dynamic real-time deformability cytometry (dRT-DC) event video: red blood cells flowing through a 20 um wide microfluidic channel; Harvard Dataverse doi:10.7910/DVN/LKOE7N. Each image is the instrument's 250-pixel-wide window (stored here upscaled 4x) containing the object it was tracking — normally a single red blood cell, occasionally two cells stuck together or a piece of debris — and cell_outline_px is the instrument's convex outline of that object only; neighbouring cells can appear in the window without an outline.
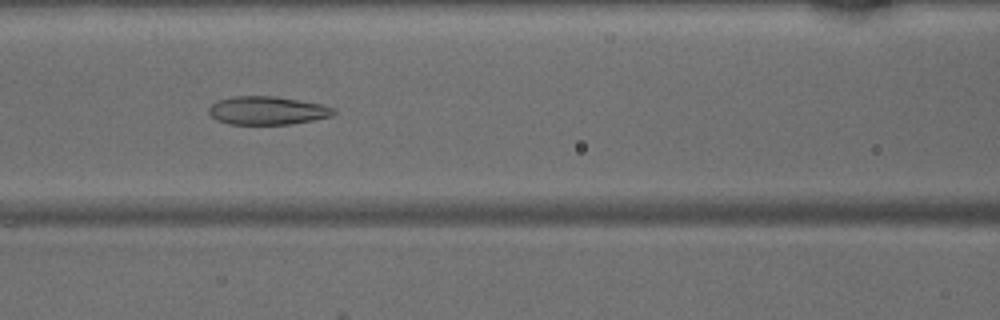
{"species": "common noctule bat (a hibernating species)", "species_latin": "Nyctalus noctula", "temperature_condition": "warm", "stored_images_in_passage": 35, "camera_frame_rate_fps": 3000, "um_per_image_px": 0.085, "animal": {"sex": "male", "body_mass_g": 15.6}, "frame": {"image": 1, "passage_image": 12, "time_ms": 3.667, "image_size_px": [1000, 320], "cell_outline_px": [[336, 112], [332, 116], [292, 124], [228, 124], [216, 120], [208, 112], [208, 108], [216, 100], [232, 96], [276, 96], [324, 104], [336, 108]], "centroid_in_image_um": [22.73, 9.38], "position_along_channel_um": 143.9, "area_um2": 20.87}}
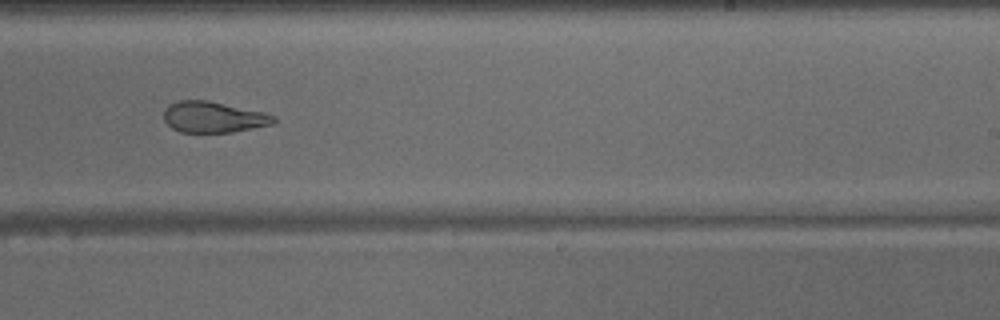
{"frame": {"image": 2, "passage_image": 21, "time_ms": 6.667, "image_size_px": [1000, 320], "cell_outline_px": [[276, 120], [272, 124], [232, 132], [180, 132], [172, 128], [164, 120], [164, 108], [168, 104], [176, 100], [208, 100], [264, 112], [276, 116]], "centroid_in_image_um": [18.11, 9.94], "position_along_channel_um": 270.9, "area_um2": 19.94}}
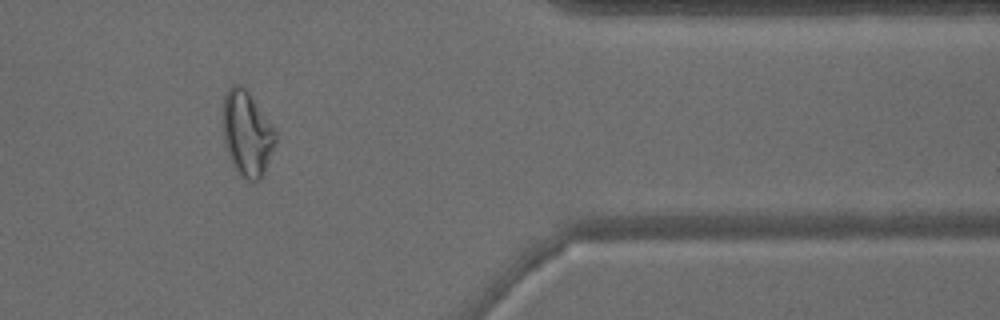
{"frame": {"image": 3, "passage_image": 31, "time_ms": 10.0, "image_size_px": [1000, 320], "cell_outline_px": [[276, 140], [264, 172], [260, 180], [244, 180], [232, 164], [224, 144], [224, 96], [228, 88], [232, 84], [240, 84], [248, 92], [276, 132]], "centroid_in_image_um": [20.98, 11.37], "position_along_channel_um": 390.4, "area_um2": 25.49}}